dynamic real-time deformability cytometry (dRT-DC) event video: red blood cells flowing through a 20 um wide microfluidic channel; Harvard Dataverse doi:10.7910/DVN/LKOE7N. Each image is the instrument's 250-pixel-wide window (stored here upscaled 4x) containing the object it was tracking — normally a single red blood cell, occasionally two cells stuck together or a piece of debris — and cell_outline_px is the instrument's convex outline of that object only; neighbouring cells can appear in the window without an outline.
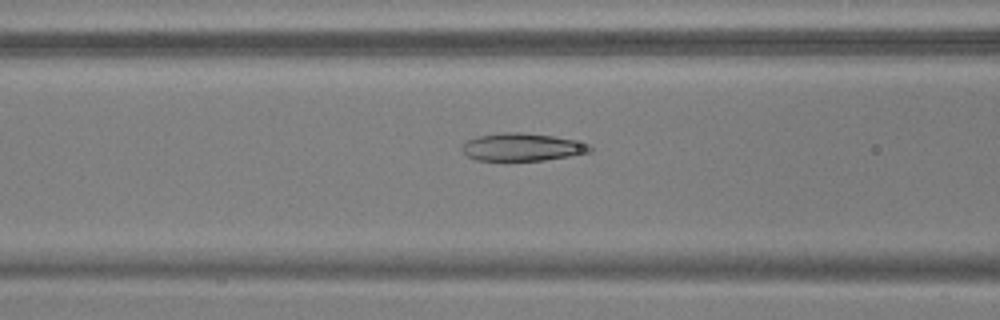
{"species": "common noctule bat (a hibernating species)", "species_latin": "Nyctalus noctula", "temperature_condition": "warm", "stored_images_in_passage": 54, "camera_frame_rate_fps": 3000, "um_per_image_px": 0.085, "animal": {"sex": "male", "body_mass_g": 17.9, "forearm_length_mm": 54.2}, "frame": {"image": 1, "passage_image": 22, "time_ms": 7.0, "image_size_px": [1000, 320], "cell_outline_px": [[592, 152], [544, 160], [504, 164], [476, 160], [468, 156], [460, 148], [468, 140], [480, 136], [500, 132], [520, 132], [552, 136], [572, 140], [588, 144], [592, 148]], "centroid_in_image_um": [44.32, 12.56], "position_along_channel_um": 122.3, "area_um2": 21.33}}
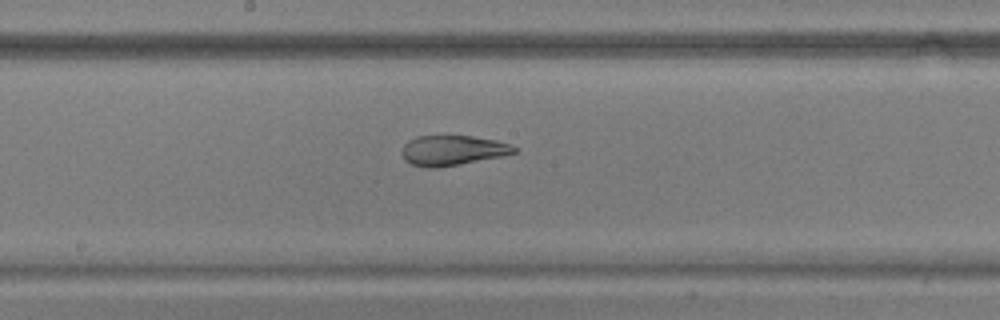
{"frame": {"image": 2, "passage_image": 29, "time_ms": 9.333, "image_size_px": [1000, 320], "cell_outline_px": [[516, 152], [504, 156], [460, 164], [436, 168], [428, 168], [412, 164], [404, 160], [400, 152], [404, 144], [408, 140], [416, 136], [472, 136], [496, 140], [508, 144], [516, 148]], "centroid_in_image_um": [38.43, 12.78], "position_along_channel_um": 209.8, "area_um2": 19.71}}
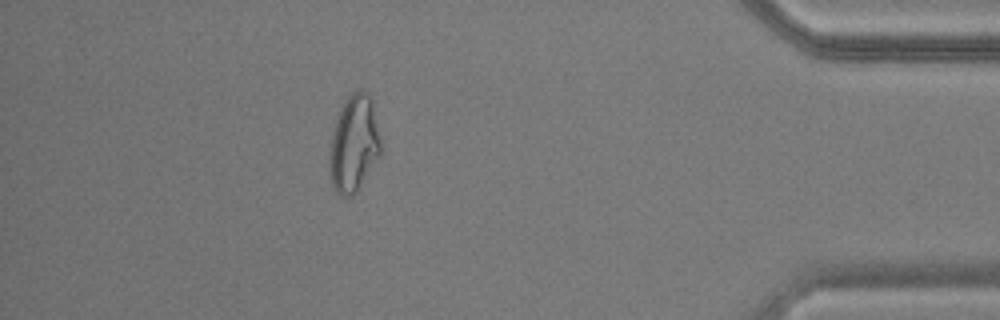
{"frame": {"image": 3, "passage_image": 48, "time_ms": 15.667, "image_size_px": [1000, 320], "cell_outline_px": [[380, 152], [356, 192], [352, 196], [340, 196], [336, 192], [332, 184], [328, 172], [328, 160], [332, 136], [336, 120], [340, 108], [344, 100], [356, 88], [360, 88], [368, 92], [372, 100], [380, 140]], "centroid_in_image_um": [30.04, 12.18], "position_along_channel_um": 405.2, "area_um2": 28.73}, "authors_computed_cell_mechanics": {"area_um2": 24.0159, "velocity_mm_per_s": 3.7488, "shape_relaxation_time_tau1_ms": null, "shape_relaxation_time_tau2_ms": 1.8937, "deformation_change_tau1": null, "deformation_change_tau2": 0.0708}}